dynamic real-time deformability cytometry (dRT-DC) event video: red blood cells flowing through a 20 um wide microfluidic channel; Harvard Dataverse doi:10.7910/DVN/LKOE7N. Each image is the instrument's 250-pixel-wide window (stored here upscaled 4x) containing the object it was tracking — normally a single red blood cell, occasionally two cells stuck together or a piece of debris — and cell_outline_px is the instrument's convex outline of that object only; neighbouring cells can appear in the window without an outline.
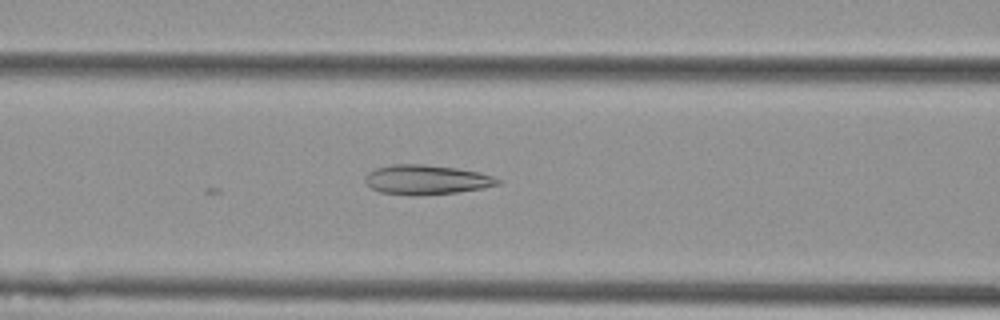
{"species": "Egyptian fruit bat (a non-hibernating species)", "species_latin": "Rousettus aegyptiacus", "temperature_condition": "cold", "stored_images_in_passage": 9, "camera_frame_rate_fps": 3000, "um_per_image_px": 0.085, "animal": {"sex": "female"}, "frame": {"image": 1, "passage_image": 6, "time_ms": 1.667, "image_size_px": [1000, 320], "cell_outline_px": [[500, 184], [480, 188], [456, 192], [416, 196], [408, 196], [380, 192], [372, 188], [364, 180], [364, 176], [368, 172], [376, 168], [392, 164], [424, 164], [456, 168], [480, 172], [492, 176], [500, 180]], "centroid_in_image_um": [36.2, 15.27], "position_along_channel_um": 130.4, "area_um2": 22.89}}
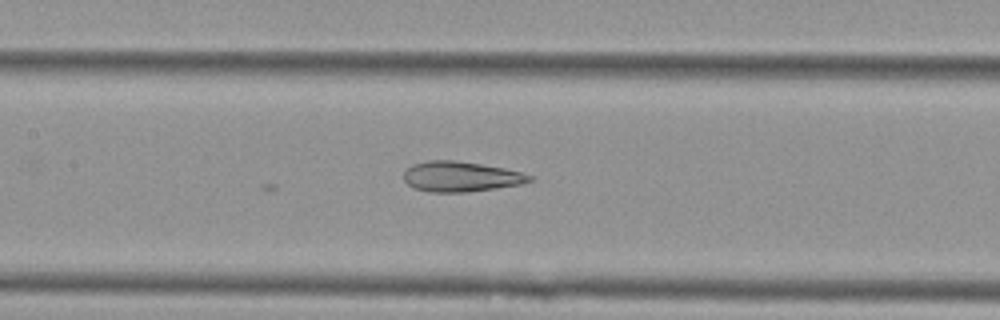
{"frame": {"image": 2, "passage_image": 9, "time_ms": 2.667, "image_size_px": [1000, 320], "cell_outline_px": [[536, 180], [520, 184], [468, 192], [428, 192], [412, 188], [404, 180], [404, 172], [412, 164], [428, 160], [456, 160], [504, 168], [520, 172], [532, 176]], "centroid_in_image_um": [39.14, 15.01], "position_along_channel_um": 168.3, "area_um2": 22.2}}